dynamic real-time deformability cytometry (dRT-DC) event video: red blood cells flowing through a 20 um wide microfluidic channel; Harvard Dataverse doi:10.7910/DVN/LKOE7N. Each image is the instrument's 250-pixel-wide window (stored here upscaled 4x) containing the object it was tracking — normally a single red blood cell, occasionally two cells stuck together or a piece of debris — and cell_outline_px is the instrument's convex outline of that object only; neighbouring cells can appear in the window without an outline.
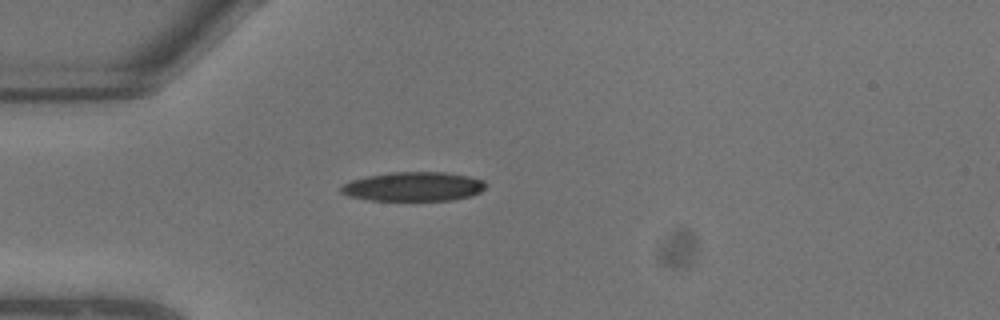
{"species": "common noctule bat (a hibernating species)", "species_latin": "Nyctalus noctula", "temperature_condition": "warm", "stored_images_in_passage": 3, "camera_frame_rate_fps": 3000, "um_per_image_px": 0.085, "animal": {"sex": "male", "body_mass_g": 13.3}, "frame": {"image": 1, "passage_image": 1, "time_ms": 0.0, "image_size_px": [1000, 320], "cell_outline_px": [[484, 188], [480, 192], [472, 196], [452, 200], [368, 200], [348, 196], [340, 192], [340, 188], [344, 184], [352, 180], [368, 176], [392, 172], [444, 172], [468, 176], [484, 180]], "centroid_in_image_um": [35.14, 15.86], "position_along_channel_um": 49.9, "area_um2": 24.51}}
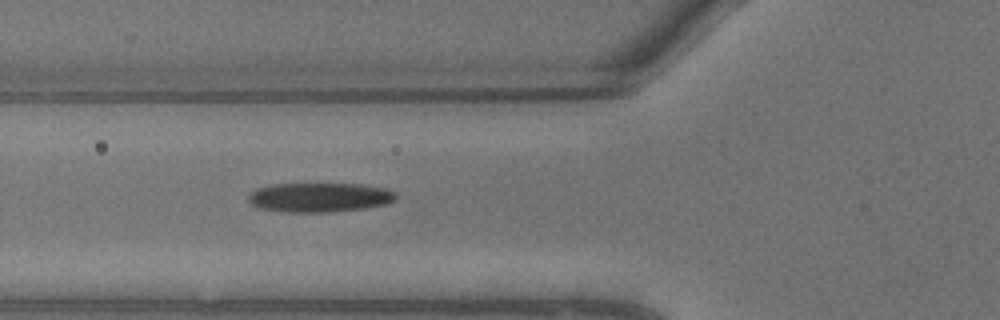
{"frame": {"image": 2, "passage_image": 3, "time_ms": 0.667, "image_size_px": [1000, 320], "cell_outline_px": [[396, 200], [388, 204], [364, 208], [336, 212], [288, 212], [260, 208], [252, 204], [248, 200], [248, 196], [256, 188], [272, 184], [360, 184], [384, 188], [396, 192]], "centroid_in_image_um": [27.19, 16.78], "position_along_channel_um": 98.6, "area_um2": 25.32}}